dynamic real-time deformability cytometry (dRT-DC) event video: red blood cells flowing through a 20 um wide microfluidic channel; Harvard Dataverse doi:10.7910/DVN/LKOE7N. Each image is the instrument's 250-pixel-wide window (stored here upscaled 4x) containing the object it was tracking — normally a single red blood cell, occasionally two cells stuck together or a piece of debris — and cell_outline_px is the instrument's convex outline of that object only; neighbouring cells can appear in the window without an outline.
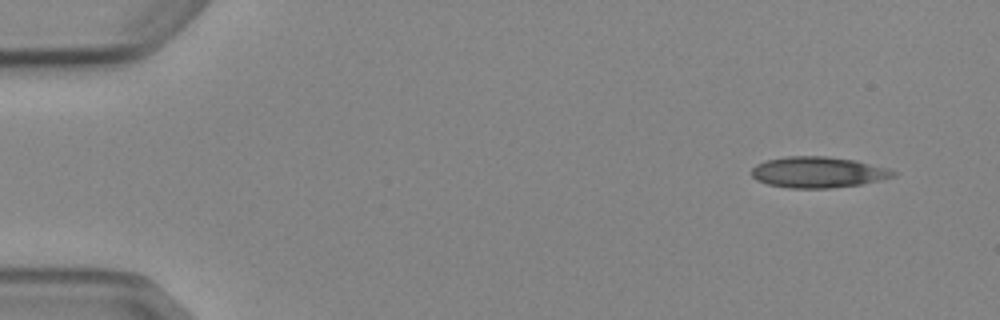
{"species": "Egyptian fruit bat (a non-hibernating species)", "species_latin": "Rousettus aegyptiacus", "temperature_condition": "cold", "stored_images_in_passage": 6, "camera_frame_rate_fps": 3000, "um_per_image_px": 0.085, "animal": {"sex": "female"}, "frame": {"image": 1, "passage_image": 6, "time_ms": 6.667, "image_size_px": [1000, 320], "cell_outline_px": [[896, 176], [884, 180], [860, 184], [832, 188], [788, 188], [768, 184], [756, 180], [752, 176], [752, 168], [756, 164], [764, 160], [788, 156], [824, 156], [856, 160], [888, 168], [896, 172]], "centroid_in_image_um": [69.54, 14.64], "position_along_channel_um": 15.5, "area_um2": 25.78}}